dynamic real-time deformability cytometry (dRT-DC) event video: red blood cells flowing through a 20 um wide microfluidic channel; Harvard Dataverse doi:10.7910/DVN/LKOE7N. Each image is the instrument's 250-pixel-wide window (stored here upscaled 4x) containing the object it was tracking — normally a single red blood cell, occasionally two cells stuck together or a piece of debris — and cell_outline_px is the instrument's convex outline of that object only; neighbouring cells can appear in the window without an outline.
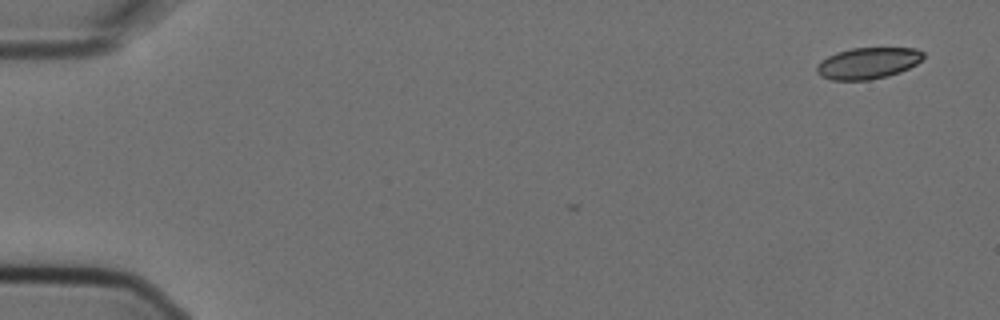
{"species": "Egyptian fruit bat (a non-hibernating species)", "species_latin": "Rousettus aegyptiacus", "temperature_condition": "cold", "stored_images_in_passage": 3, "camera_frame_rate_fps": 3000, "um_per_image_px": 0.085, "animal": {"sex": "female"}, "frame": {"image": 1, "passage_image": 1, "time_ms": 0.0, "image_size_px": [1000, 320], "cell_outline_px": [[924, 56], [916, 64], [900, 72], [888, 76], [868, 80], [832, 80], [820, 76], [816, 72], [816, 68], [820, 60], [836, 52], [852, 48], [916, 48], [924, 52]], "centroid_in_image_um": [73.75, 5.37], "position_along_channel_um": 11.3, "area_um2": 19.54}}